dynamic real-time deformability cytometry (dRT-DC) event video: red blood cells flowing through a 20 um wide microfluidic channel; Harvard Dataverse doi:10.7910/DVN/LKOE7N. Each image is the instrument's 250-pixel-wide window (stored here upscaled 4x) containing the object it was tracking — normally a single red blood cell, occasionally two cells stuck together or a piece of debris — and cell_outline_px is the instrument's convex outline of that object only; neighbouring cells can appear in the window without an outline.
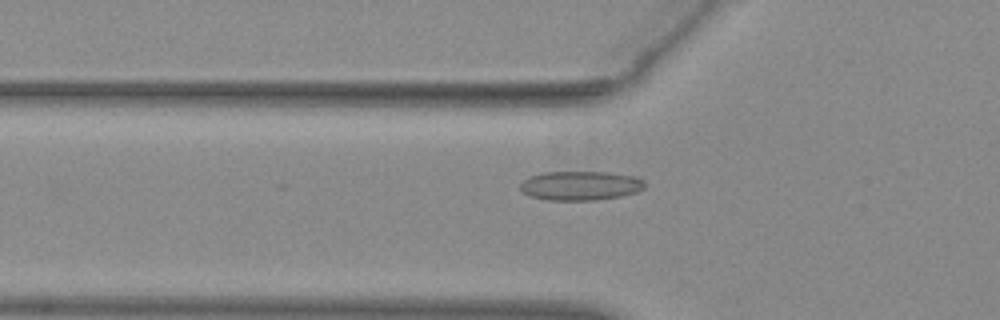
{"species": "common noctule bat (a hibernating species)", "species_latin": "Nyctalus noctula", "temperature_condition": "warm", "stored_images_in_passage": 20, "camera_frame_rate_fps": 3000, "um_per_image_px": 0.085, "animal": {"sex": "female", "body_mass_g": 29.2, "forearm_length_mm": 56.3}, "frame": {"image": 1, "passage_image": 5, "time_ms": 1.333, "image_size_px": [1000, 320], "cell_outline_px": [[644, 188], [636, 192], [620, 196], [596, 200], [548, 200], [528, 196], [520, 188], [520, 184], [524, 180], [532, 176], [544, 172], [608, 172], [636, 176], [644, 180]], "centroid_in_image_um": [49.35, 15.78], "position_along_channel_um": 76.5, "area_um2": 21.15}}
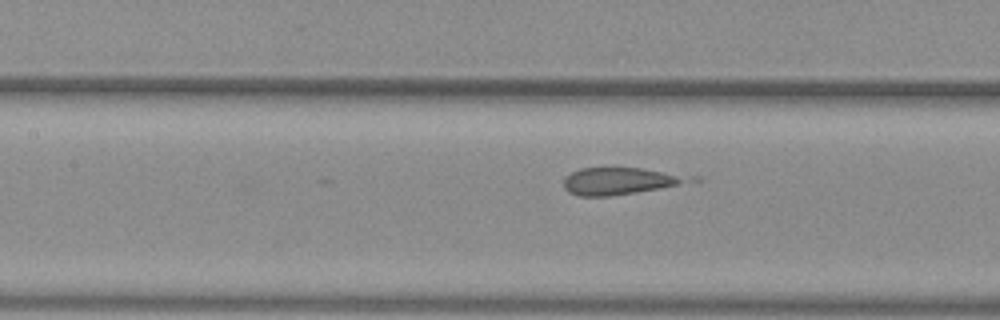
{"frame": {"image": 2, "passage_image": 11, "time_ms": 3.333, "image_size_px": [1000, 320], "cell_outline_px": [[684, 180], [676, 184], [660, 188], [636, 192], [608, 196], [580, 196], [568, 192], [564, 188], [564, 176], [580, 168], [640, 168], [660, 172], [676, 176]], "centroid_in_image_um": [52.34, 15.4], "position_along_channel_um": 155.1, "area_um2": 18.5}}
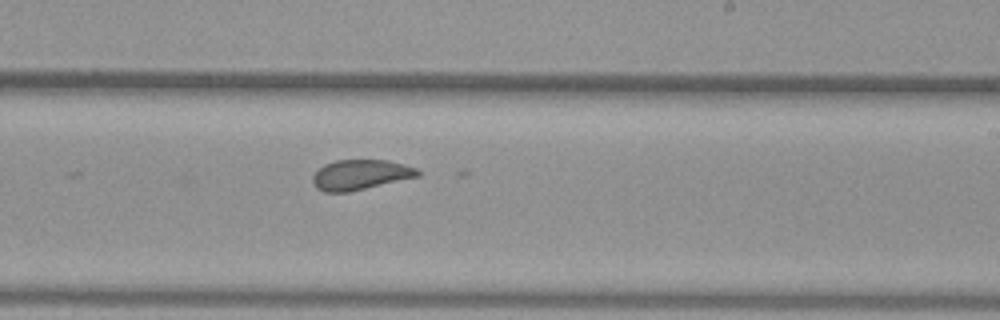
{"frame": {"image": 3, "passage_image": 19, "time_ms": 6.0, "image_size_px": [1000, 320], "cell_outline_px": [[420, 176], [348, 192], [324, 192], [316, 188], [312, 184], [312, 176], [324, 164], [336, 160], [388, 160], [404, 164], [416, 168], [420, 172]], "centroid_in_image_um": [30.62, 14.85], "position_along_channel_um": 258.4, "area_um2": 18.44}}